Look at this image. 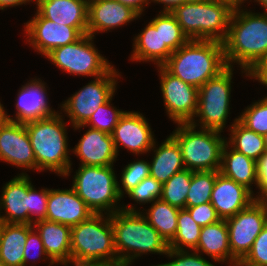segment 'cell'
<instances>
[{"mask_svg":"<svg viewBox=\"0 0 267 266\" xmlns=\"http://www.w3.org/2000/svg\"><path fill=\"white\" fill-rule=\"evenodd\" d=\"M0 160L36 170V159L24 123L8 120L0 127Z\"/></svg>","mask_w":267,"mask_h":266,"instance_id":"2e32d148","label":"cell"},{"mask_svg":"<svg viewBox=\"0 0 267 266\" xmlns=\"http://www.w3.org/2000/svg\"><path fill=\"white\" fill-rule=\"evenodd\" d=\"M241 261L249 266H267V224L255 239L251 250Z\"/></svg>","mask_w":267,"mask_h":266,"instance_id":"60d3db41","label":"cell"},{"mask_svg":"<svg viewBox=\"0 0 267 266\" xmlns=\"http://www.w3.org/2000/svg\"><path fill=\"white\" fill-rule=\"evenodd\" d=\"M231 254L242 260L267 224V213L254 200L247 208L226 219Z\"/></svg>","mask_w":267,"mask_h":266,"instance_id":"4fadbf2b","label":"cell"},{"mask_svg":"<svg viewBox=\"0 0 267 266\" xmlns=\"http://www.w3.org/2000/svg\"><path fill=\"white\" fill-rule=\"evenodd\" d=\"M232 68L227 66L198 89V107L195 117H200L201 128L223 132L226 127L230 111Z\"/></svg>","mask_w":267,"mask_h":266,"instance_id":"30bf717a","label":"cell"},{"mask_svg":"<svg viewBox=\"0 0 267 266\" xmlns=\"http://www.w3.org/2000/svg\"><path fill=\"white\" fill-rule=\"evenodd\" d=\"M232 266H249L247 264H245L244 262H242L241 260H238L235 264H233Z\"/></svg>","mask_w":267,"mask_h":266,"instance_id":"9f6ffc18","label":"cell"},{"mask_svg":"<svg viewBox=\"0 0 267 266\" xmlns=\"http://www.w3.org/2000/svg\"><path fill=\"white\" fill-rule=\"evenodd\" d=\"M193 120L191 123H180L171 136L180 146L185 169L190 171H219L222 150L227 142L221 131L201 128Z\"/></svg>","mask_w":267,"mask_h":266,"instance_id":"8992f818","label":"cell"},{"mask_svg":"<svg viewBox=\"0 0 267 266\" xmlns=\"http://www.w3.org/2000/svg\"><path fill=\"white\" fill-rule=\"evenodd\" d=\"M0 198V209H5L2 215L3 223L28 224L29 207V175L21 173L7 182Z\"/></svg>","mask_w":267,"mask_h":266,"instance_id":"603a6c76","label":"cell"},{"mask_svg":"<svg viewBox=\"0 0 267 266\" xmlns=\"http://www.w3.org/2000/svg\"><path fill=\"white\" fill-rule=\"evenodd\" d=\"M164 106L169 118L177 124L191 123L198 107V88L157 66ZM160 70V71H159Z\"/></svg>","mask_w":267,"mask_h":266,"instance_id":"7c38bea8","label":"cell"},{"mask_svg":"<svg viewBox=\"0 0 267 266\" xmlns=\"http://www.w3.org/2000/svg\"><path fill=\"white\" fill-rule=\"evenodd\" d=\"M196 252H203L210 256L215 262L227 261L229 266L238 260L231 254L229 244V233L226 220L220 219L215 223L201 227Z\"/></svg>","mask_w":267,"mask_h":266,"instance_id":"d4e9b609","label":"cell"},{"mask_svg":"<svg viewBox=\"0 0 267 266\" xmlns=\"http://www.w3.org/2000/svg\"><path fill=\"white\" fill-rule=\"evenodd\" d=\"M33 248H35L36 251H37L34 255H32L33 253L31 254V251H30ZM42 255L44 256L45 260L48 259V261H49V258L47 257V254H46V251H45L43 242H42L41 237H40V234L33 227L28 232L27 241H26V244H25V249H24V266L27 265V262L30 261L31 257L33 259V262L35 263L36 260H38L39 258H42L43 257Z\"/></svg>","mask_w":267,"mask_h":266,"instance_id":"ee69618b","label":"cell"},{"mask_svg":"<svg viewBox=\"0 0 267 266\" xmlns=\"http://www.w3.org/2000/svg\"><path fill=\"white\" fill-rule=\"evenodd\" d=\"M254 195L245 186L219 173L215 179L210 202L218 217L226 220L247 208L255 200Z\"/></svg>","mask_w":267,"mask_h":266,"instance_id":"d6986e66","label":"cell"},{"mask_svg":"<svg viewBox=\"0 0 267 266\" xmlns=\"http://www.w3.org/2000/svg\"><path fill=\"white\" fill-rule=\"evenodd\" d=\"M150 176V165L149 161L137 160L126 165L122 171L121 183L117 182L118 194L123 198L124 194H127L130 190L135 188L144 178ZM125 191V193H124Z\"/></svg>","mask_w":267,"mask_h":266,"instance_id":"74e56055","label":"cell"},{"mask_svg":"<svg viewBox=\"0 0 267 266\" xmlns=\"http://www.w3.org/2000/svg\"><path fill=\"white\" fill-rule=\"evenodd\" d=\"M93 214L73 188H69V190L48 189L45 220L74 227Z\"/></svg>","mask_w":267,"mask_h":266,"instance_id":"ac0fdd59","label":"cell"},{"mask_svg":"<svg viewBox=\"0 0 267 266\" xmlns=\"http://www.w3.org/2000/svg\"><path fill=\"white\" fill-rule=\"evenodd\" d=\"M206 1L227 5L230 6L233 10L237 9L239 6H241L242 3H244V0H206Z\"/></svg>","mask_w":267,"mask_h":266,"instance_id":"f5cc1de1","label":"cell"},{"mask_svg":"<svg viewBox=\"0 0 267 266\" xmlns=\"http://www.w3.org/2000/svg\"><path fill=\"white\" fill-rule=\"evenodd\" d=\"M87 15V34L93 37L96 32L109 31L141 17L132 7L117 0H88Z\"/></svg>","mask_w":267,"mask_h":266,"instance_id":"e0dca14e","label":"cell"},{"mask_svg":"<svg viewBox=\"0 0 267 266\" xmlns=\"http://www.w3.org/2000/svg\"><path fill=\"white\" fill-rule=\"evenodd\" d=\"M219 171H195L186 197V207L210 202L211 193Z\"/></svg>","mask_w":267,"mask_h":266,"instance_id":"e575fe53","label":"cell"},{"mask_svg":"<svg viewBox=\"0 0 267 266\" xmlns=\"http://www.w3.org/2000/svg\"><path fill=\"white\" fill-rule=\"evenodd\" d=\"M37 12L44 18L87 34L88 0H34Z\"/></svg>","mask_w":267,"mask_h":266,"instance_id":"ffe728a7","label":"cell"},{"mask_svg":"<svg viewBox=\"0 0 267 266\" xmlns=\"http://www.w3.org/2000/svg\"><path fill=\"white\" fill-rule=\"evenodd\" d=\"M258 186H267V151L257 161Z\"/></svg>","mask_w":267,"mask_h":266,"instance_id":"bcb514c9","label":"cell"},{"mask_svg":"<svg viewBox=\"0 0 267 266\" xmlns=\"http://www.w3.org/2000/svg\"><path fill=\"white\" fill-rule=\"evenodd\" d=\"M110 218L118 262L130 266L135 258L148 252L167 255L168 243L133 205L123 206Z\"/></svg>","mask_w":267,"mask_h":266,"instance_id":"7a4b0ae2","label":"cell"},{"mask_svg":"<svg viewBox=\"0 0 267 266\" xmlns=\"http://www.w3.org/2000/svg\"><path fill=\"white\" fill-rule=\"evenodd\" d=\"M201 227L192 219L189 211L180 209L178 214L177 231L174 238L168 243L170 249L191 250L197 247ZM186 247V249L184 248Z\"/></svg>","mask_w":267,"mask_h":266,"instance_id":"d6a6232c","label":"cell"},{"mask_svg":"<svg viewBox=\"0 0 267 266\" xmlns=\"http://www.w3.org/2000/svg\"><path fill=\"white\" fill-rule=\"evenodd\" d=\"M160 37L161 66L174 51L189 41L171 12H160Z\"/></svg>","mask_w":267,"mask_h":266,"instance_id":"1f68e13d","label":"cell"},{"mask_svg":"<svg viewBox=\"0 0 267 266\" xmlns=\"http://www.w3.org/2000/svg\"><path fill=\"white\" fill-rule=\"evenodd\" d=\"M93 39L89 34L82 35L76 42L57 47L45 57L69 74L94 78L102 76L113 66L100 55L92 42Z\"/></svg>","mask_w":267,"mask_h":266,"instance_id":"9c48e42d","label":"cell"},{"mask_svg":"<svg viewBox=\"0 0 267 266\" xmlns=\"http://www.w3.org/2000/svg\"><path fill=\"white\" fill-rule=\"evenodd\" d=\"M171 13L189 40L224 42L233 13L230 6L206 0L186 2Z\"/></svg>","mask_w":267,"mask_h":266,"instance_id":"5b68a950","label":"cell"},{"mask_svg":"<svg viewBox=\"0 0 267 266\" xmlns=\"http://www.w3.org/2000/svg\"><path fill=\"white\" fill-rule=\"evenodd\" d=\"M114 66L104 75L96 77L62 103L61 110L69 116L72 127L84 125L98 107L114 96L119 73ZM117 77V78H116Z\"/></svg>","mask_w":267,"mask_h":266,"instance_id":"8fae6325","label":"cell"},{"mask_svg":"<svg viewBox=\"0 0 267 266\" xmlns=\"http://www.w3.org/2000/svg\"><path fill=\"white\" fill-rule=\"evenodd\" d=\"M95 261L118 262L108 214H93L71 227V263Z\"/></svg>","mask_w":267,"mask_h":266,"instance_id":"52a82bcc","label":"cell"},{"mask_svg":"<svg viewBox=\"0 0 267 266\" xmlns=\"http://www.w3.org/2000/svg\"><path fill=\"white\" fill-rule=\"evenodd\" d=\"M33 227L40 234L50 259L48 266L56 263L67 266L71 263V227L47 220L37 221Z\"/></svg>","mask_w":267,"mask_h":266,"instance_id":"cb8c5ba5","label":"cell"},{"mask_svg":"<svg viewBox=\"0 0 267 266\" xmlns=\"http://www.w3.org/2000/svg\"><path fill=\"white\" fill-rule=\"evenodd\" d=\"M24 29L28 35L26 42L44 57L53 49L76 42L82 36L75 27L52 22L38 12L26 22Z\"/></svg>","mask_w":267,"mask_h":266,"instance_id":"5bb4252c","label":"cell"},{"mask_svg":"<svg viewBox=\"0 0 267 266\" xmlns=\"http://www.w3.org/2000/svg\"><path fill=\"white\" fill-rule=\"evenodd\" d=\"M246 1V0H244ZM257 3L261 4V6L265 9V12H267V0H255Z\"/></svg>","mask_w":267,"mask_h":266,"instance_id":"11a10c76","label":"cell"},{"mask_svg":"<svg viewBox=\"0 0 267 266\" xmlns=\"http://www.w3.org/2000/svg\"><path fill=\"white\" fill-rule=\"evenodd\" d=\"M6 113L7 112H5L3 104L0 102V127H2L9 120V115Z\"/></svg>","mask_w":267,"mask_h":266,"instance_id":"db71d44e","label":"cell"},{"mask_svg":"<svg viewBox=\"0 0 267 266\" xmlns=\"http://www.w3.org/2000/svg\"><path fill=\"white\" fill-rule=\"evenodd\" d=\"M231 148V151L229 150ZM219 172L234 180L236 183L245 186L252 193V184L259 188V181L257 175V162L243 153L233 149L226 142L222 150L221 166Z\"/></svg>","mask_w":267,"mask_h":266,"instance_id":"484cf974","label":"cell"},{"mask_svg":"<svg viewBox=\"0 0 267 266\" xmlns=\"http://www.w3.org/2000/svg\"><path fill=\"white\" fill-rule=\"evenodd\" d=\"M238 121L249 130L265 135L267 133V96L248 106L240 114Z\"/></svg>","mask_w":267,"mask_h":266,"instance_id":"8d00e7d4","label":"cell"},{"mask_svg":"<svg viewBox=\"0 0 267 266\" xmlns=\"http://www.w3.org/2000/svg\"><path fill=\"white\" fill-rule=\"evenodd\" d=\"M240 8L233 10L230 19L223 42L224 58L227 66L237 63L248 76L250 68L267 54V12L259 14Z\"/></svg>","mask_w":267,"mask_h":266,"instance_id":"6da1fadb","label":"cell"},{"mask_svg":"<svg viewBox=\"0 0 267 266\" xmlns=\"http://www.w3.org/2000/svg\"><path fill=\"white\" fill-rule=\"evenodd\" d=\"M113 169V165H80L76 170L72 188L94 214H103L104 211V214L111 215L122 210V207L115 206L122 198L118 194V181Z\"/></svg>","mask_w":267,"mask_h":266,"instance_id":"ba28073f","label":"cell"},{"mask_svg":"<svg viewBox=\"0 0 267 266\" xmlns=\"http://www.w3.org/2000/svg\"><path fill=\"white\" fill-rule=\"evenodd\" d=\"M248 76L258 80L261 84L267 86V54L257 61L247 72Z\"/></svg>","mask_w":267,"mask_h":266,"instance_id":"f6af8a7d","label":"cell"},{"mask_svg":"<svg viewBox=\"0 0 267 266\" xmlns=\"http://www.w3.org/2000/svg\"><path fill=\"white\" fill-rule=\"evenodd\" d=\"M34 188L29 177L28 224L31 225L37 221L46 219L48 202V189L42 188L41 191L37 192ZM33 216H35V219Z\"/></svg>","mask_w":267,"mask_h":266,"instance_id":"ab89813d","label":"cell"},{"mask_svg":"<svg viewBox=\"0 0 267 266\" xmlns=\"http://www.w3.org/2000/svg\"><path fill=\"white\" fill-rule=\"evenodd\" d=\"M154 152V157L149 163L150 176L162 184L185 169L180 146L171 135Z\"/></svg>","mask_w":267,"mask_h":266,"instance_id":"83f0119b","label":"cell"},{"mask_svg":"<svg viewBox=\"0 0 267 266\" xmlns=\"http://www.w3.org/2000/svg\"><path fill=\"white\" fill-rule=\"evenodd\" d=\"M1 210H2V209H0V211H1ZM0 213H2V212H0ZM2 225H3V220H2V216H1V214H0V230H1Z\"/></svg>","mask_w":267,"mask_h":266,"instance_id":"680465c9","label":"cell"},{"mask_svg":"<svg viewBox=\"0 0 267 266\" xmlns=\"http://www.w3.org/2000/svg\"><path fill=\"white\" fill-rule=\"evenodd\" d=\"M45 87V83L41 79L39 80V78L32 79L30 82L22 85L17 94L15 119L9 116V120L27 123L49 117L56 113L47 102V90Z\"/></svg>","mask_w":267,"mask_h":266,"instance_id":"7402d4cb","label":"cell"},{"mask_svg":"<svg viewBox=\"0 0 267 266\" xmlns=\"http://www.w3.org/2000/svg\"><path fill=\"white\" fill-rule=\"evenodd\" d=\"M152 1L163 4L164 5L163 12H171L177 6L182 5L186 2H197L201 0H152Z\"/></svg>","mask_w":267,"mask_h":266,"instance_id":"7dc6e473","label":"cell"},{"mask_svg":"<svg viewBox=\"0 0 267 266\" xmlns=\"http://www.w3.org/2000/svg\"><path fill=\"white\" fill-rule=\"evenodd\" d=\"M167 256L176 259L169 263L158 264L159 266H215L203 258L199 252L194 250L192 253H189L188 250H175L169 248Z\"/></svg>","mask_w":267,"mask_h":266,"instance_id":"b9f144b4","label":"cell"},{"mask_svg":"<svg viewBox=\"0 0 267 266\" xmlns=\"http://www.w3.org/2000/svg\"><path fill=\"white\" fill-rule=\"evenodd\" d=\"M32 1L34 2V0H0V9L5 10L7 7L18 6Z\"/></svg>","mask_w":267,"mask_h":266,"instance_id":"816d5d0a","label":"cell"},{"mask_svg":"<svg viewBox=\"0 0 267 266\" xmlns=\"http://www.w3.org/2000/svg\"><path fill=\"white\" fill-rule=\"evenodd\" d=\"M111 135L117 155L120 145L135 155L147 154L156 148L152 129L140 112L125 111Z\"/></svg>","mask_w":267,"mask_h":266,"instance_id":"9a60e30c","label":"cell"},{"mask_svg":"<svg viewBox=\"0 0 267 266\" xmlns=\"http://www.w3.org/2000/svg\"><path fill=\"white\" fill-rule=\"evenodd\" d=\"M258 196L256 195L255 201L265 210L267 213V186H259ZM260 193V194H259Z\"/></svg>","mask_w":267,"mask_h":266,"instance_id":"681fc988","label":"cell"},{"mask_svg":"<svg viewBox=\"0 0 267 266\" xmlns=\"http://www.w3.org/2000/svg\"><path fill=\"white\" fill-rule=\"evenodd\" d=\"M230 126L231 136L227 143L236 151L257 162L266 152L263 135H259L243 126L238 118Z\"/></svg>","mask_w":267,"mask_h":266,"instance_id":"4dcf8cb0","label":"cell"},{"mask_svg":"<svg viewBox=\"0 0 267 266\" xmlns=\"http://www.w3.org/2000/svg\"><path fill=\"white\" fill-rule=\"evenodd\" d=\"M118 2L132 7L134 10H136L140 15L144 11V7L149 4V1L151 3L152 0H117Z\"/></svg>","mask_w":267,"mask_h":266,"instance_id":"c3c4849f","label":"cell"},{"mask_svg":"<svg viewBox=\"0 0 267 266\" xmlns=\"http://www.w3.org/2000/svg\"><path fill=\"white\" fill-rule=\"evenodd\" d=\"M73 266H125L120 262H110V261H95V262H79L72 263Z\"/></svg>","mask_w":267,"mask_h":266,"instance_id":"f907efd6","label":"cell"},{"mask_svg":"<svg viewBox=\"0 0 267 266\" xmlns=\"http://www.w3.org/2000/svg\"><path fill=\"white\" fill-rule=\"evenodd\" d=\"M62 115L56 112L49 117L25 124L36 159V170H49L60 176H70L67 130Z\"/></svg>","mask_w":267,"mask_h":266,"instance_id":"277c9868","label":"cell"},{"mask_svg":"<svg viewBox=\"0 0 267 266\" xmlns=\"http://www.w3.org/2000/svg\"><path fill=\"white\" fill-rule=\"evenodd\" d=\"M162 66L173 76L199 89L227 67L223 43L189 40L174 51Z\"/></svg>","mask_w":267,"mask_h":266,"instance_id":"3957f363","label":"cell"},{"mask_svg":"<svg viewBox=\"0 0 267 266\" xmlns=\"http://www.w3.org/2000/svg\"><path fill=\"white\" fill-rule=\"evenodd\" d=\"M145 217L149 224L169 243L175 236L180 209L171 206L162 199L152 202L150 208L145 210Z\"/></svg>","mask_w":267,"mask_h":266,"instance_id":"f546056e","label":"cell"},{"mask_svg":"<svg viewBox=\"0 0 267 266\" xmlns=\"http://www.w3.org/2000/svg\"><path fill=\"white\" fill-rule=\"evenodd\" d=\"M132 53L131 61H151L157 66H161L160 14L134 37Z\"/></svg>","mask_w":267,"mask_h":266,"instance_id":"f1b7e54d","label":"cell"},{"mask_svg":"<svg viewBox=\"0 0 267 266\" xmlns=\"http://www.w3.org/2000/svg\"><path fill=\"white\" fill-rule=\"evenodd\" d=\"M163 184L155 178L149 176L144 178L135 188L130 190L127 195L130 199L140 203H151L160 199Z\"/></svg>","mask_w":267,"mask_h":266,"instance_id":"f35d334b","label":"cell"},{"mask_svg":"<svg viewBox=\"0 0 267 266\" xmlns=\"http://www.w3.org/2000/svg\"><path fill=\"white\" fill-rule=\"evenodd\" d=\"M31 224L3 223L0 230V261L5 266H24V249Z\"/></svg>","mask_w":267,"mask_h":266,"instance_id":"4316f807","label":"cell"},{"mask_svg":"<svg viewBox=\"0 0 267 266\" xmlns=\"http://www.w3.org/2000/svg\"><path fill=\"white\" fill-rule=\"evenodd\" d=\"M186 209L189 211L192 219L200 227L207 226L220 220L211 202L203 203L193 207H186Z\"/></svg>","mask_w":267,"mask_h":266,"instance_id":"7bdbcfd3","label":"cell"},{"mask_svg":"<svg viewBox=\"0 0 267 266\" xmlns=\"http://www.w3.org/2000/svg\"><path fill=\"white\" fill-rule=\"evenodd\" d=\"M263 139H264V144H265V148L267 151V133L265 135H263Z\"/></svg>","mask_w":267,"mask_h":266,"instance_id":"6f0895ef","label":"cell"},{"mask_svg":"<svg viewBox=\"0 0 267 266\" xmlns=\"http://www.w3.org/2000/svg\"><path fill=\"white\" fill-rule=\"evenodd\" d=\"M111 100L112 97L106 103L100 105L84 125H79L73 128L77 130L88 125V127L90 126L99 131L112 134L120 117L125 111L119 110L114 106L112 107Z\"/></svg>","mask_w":267,"mask_h":266,"instance_id":"d590c367","label":"cell"},{"mask_svg":"<svg viewBox=\"0 0 267 266\" xmlns=\"http://www.w3.org/2000/svg\"><path fill=\"white\" fill-rule=\"evenodd\" d=\"M193 171L184 169L163 183L160 199L179 209L186 208V197L190 188Z\"/></svg>","mask_w":267,"mask_h":266,"instance_id":"836d02e7","label":"cell"},{"mask_svg":"<svg viewBox=\"0 0 267 266\" xmlns=\"http://www.w3.org/2000/svg\"><path fill=\"white\" fill-rule=\"evenodd\" d=\"M72 149L73 153L85 166H110L114 165L117 153L111 134L91 128Z\"/></svg>","mask_w":267,"mask_h":266,"instance_id":"44dd1931","label":"cell"}]
</instances>
